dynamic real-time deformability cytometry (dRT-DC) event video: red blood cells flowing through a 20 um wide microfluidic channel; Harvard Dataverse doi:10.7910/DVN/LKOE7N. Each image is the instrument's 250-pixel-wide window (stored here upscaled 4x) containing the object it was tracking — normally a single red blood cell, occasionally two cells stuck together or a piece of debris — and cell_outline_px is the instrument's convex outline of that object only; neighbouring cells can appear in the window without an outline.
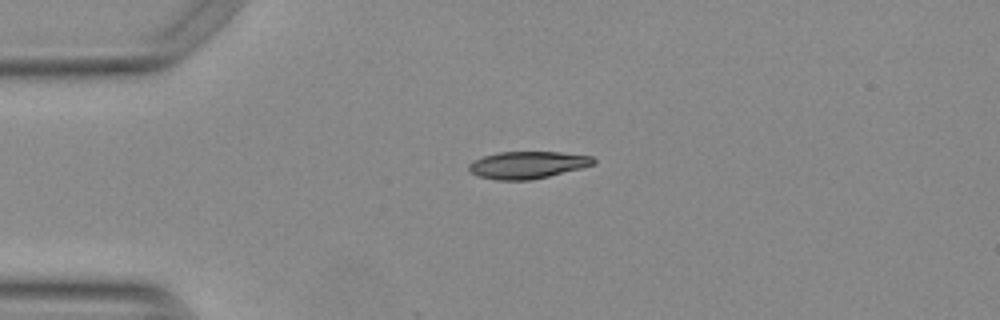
{"species": "Egyptian fruit bat (a non-hibernating species)", "species_latin": "Rousettus aegyptiacus", "temperature_condition": "warm", "stored_images_in_passage": 6, "camera_frame_rate_fps": 3000, "um_per_image_px": 0.085, "animal": {"sex": "female"}, "frame": {"image": 1, "passage_image": 1, "time_ms": 0.0, "image_size_px": [1000, 320], "cell_outline_px": [[596, 164], [532, 180], [496, 180], [476, 176], [468, 172], [468, 164], [472, 160], [496, 152], [560, 152], [592, 156], [596, 160]], "centroid_in_image_um": [44.78, 14.02], "position_along_channel_um": 40.2, "area_um2": 19.94}}
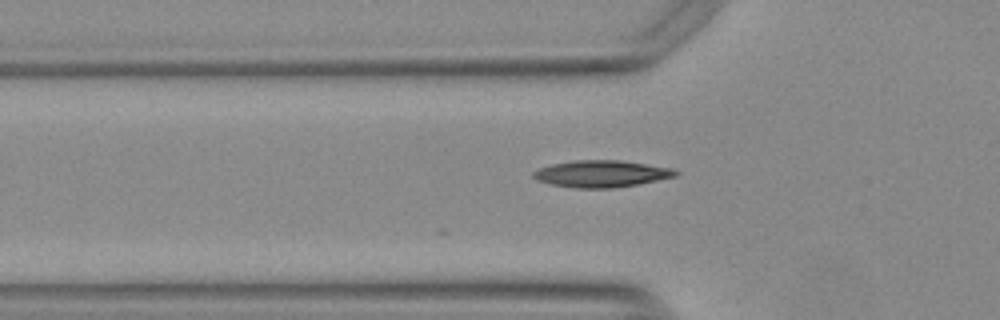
{"frame": {"image": 2, "passage_image": 6, "time_ms": 1.667, "image_size_px": [1000, 320], "cell_outline_px": [[680, 172], [676, 176], [636, 184], [612, 188], [576, 188], [552, 184], [540, 180], [532, 176], [532, 172], [540, 168], [552, 164], [572, 160], [620, 160], [672, 168]], "centroid_in_image_um": [51.12, 14.76], "position_along_channel_um": 74.7, "area_um2": 21.96}}